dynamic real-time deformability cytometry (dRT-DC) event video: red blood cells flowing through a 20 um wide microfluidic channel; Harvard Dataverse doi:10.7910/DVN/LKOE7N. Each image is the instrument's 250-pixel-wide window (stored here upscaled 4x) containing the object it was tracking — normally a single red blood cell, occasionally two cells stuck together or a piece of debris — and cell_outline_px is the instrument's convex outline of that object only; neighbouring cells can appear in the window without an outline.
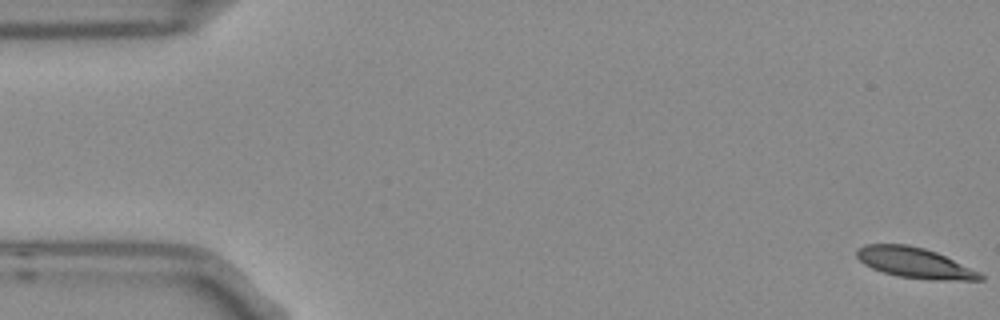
{"species": "Egyptian fruit bat (a non-hibernating species)", "species_latin": "Rousettus aegyptiacus", "temperature_condition": "room temperature", "stored_images_in_passage": 6, "camera_frame_rate_fps": 3000, "um_per_image_px": 0.085, "frame": {"image": 1, "passage_image": 1, "time_ms": 0.0, "image_size_px": [1000, 320], "cell_outline_px": [[984, 280], [936, 280], [900, 276], [884, 272], [872, 268], [864, 264], [856, 256], [856, 248], [864, 244], [908, 244], [924, 248], [936, 252], [980, 272], [984, 276]], "centroid_in_image_um": [77.73, 22.33], "position_along_channel_um": 7.3, "area_um2": 21.79}}